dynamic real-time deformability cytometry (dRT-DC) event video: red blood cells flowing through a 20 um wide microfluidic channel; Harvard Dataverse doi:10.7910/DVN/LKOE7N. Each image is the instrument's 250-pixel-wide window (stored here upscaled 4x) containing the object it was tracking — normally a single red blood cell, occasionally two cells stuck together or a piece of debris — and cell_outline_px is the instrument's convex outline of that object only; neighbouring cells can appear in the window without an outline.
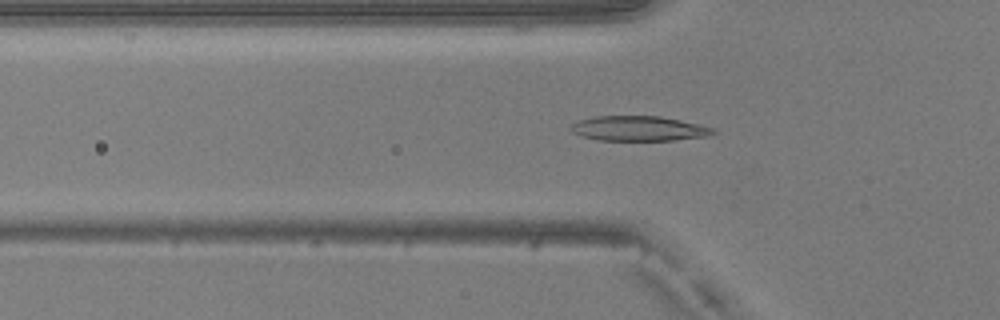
{"species": "common noctule bat (a hibernating species)", "species_latin": "Nyctalus noctula", "temperature_condition": "warm", "stored_images_in_passage": 40, "camera_frame_rate_fps": 3000, "um_per_image_px": 0.085, "animal": {"sex": "male", "body_mass_g": 20.5, "forearm_length_mm": 52.5}, "frame": {"image": 1, "passage_image": 7, "time_ms": 2.0, "image_size_px": [1000, 320], "cell_outline_px": [[716, 132], [708, 136], [672, 140], [600, 140], [580, 136], [572, 132], [568, 128], [572, 124], [580, 120], [596, 116], [660, 116], [680, 120], [716, 128]], "centroid_in_image_um": [54.29, 10.92], "position_along_channel_um": 71.5, "area_um2": 20.63}}
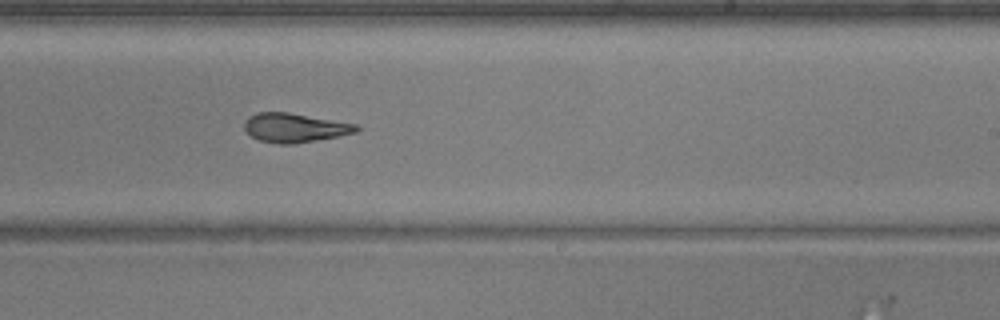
{"frame": {"image": 2, "passage_image": 21, "time_ms": 6.667, "image_size_px": [1000, 320], "cell_outline_px": [[360, 128], [356, 132], [316, 140], [292, 144], [280, 144], [260, 140], [252, 136], [244, 128], [244, 120], [248, 116], [256, 112], [288, 112], [356, 124]], "centroid_in_image_um": [25.01, 10.84], "position_along_channel_um": 264.0, "area_um2": 18.79}}
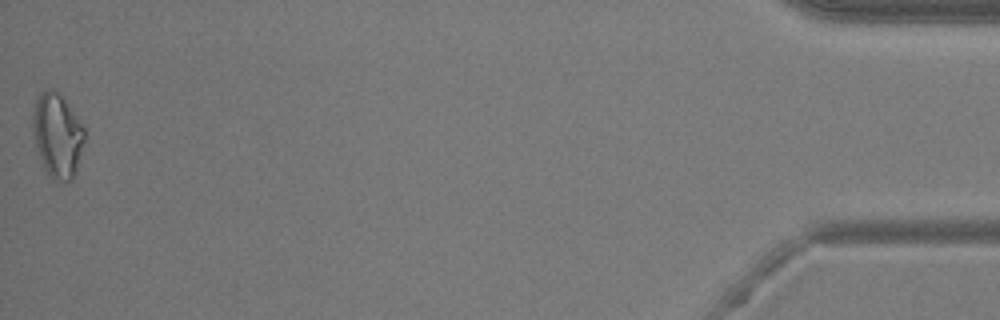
{"frame": {"image": 3, "passage_image": 40, "time_ms": 13.0, "image_size_px": [1000, 320], "cell_outline_px": [[84, 140], [76, 172], [72, 180], [56, 184], [48, 176], [44, 168], [36, 144], [32, 128], [32, 112], [36, 96], [40, 92], [48, 88], [52, 88], [60, 92], [84, 128]], "centroid_in_image_um": [4.86, 11.51], "position_along_channel_um": 430.3, "area_um2": 25.72}, "authors_computed_cell_mechanics": {"area_um2": 19.7965, "velocity_mm_per_s": 4.1116, "shape_relaxation_time_tau1_ms": 5.9163, "shape_relaxation_time_tau2_ms": 2.7273, "deformation_change_tau1": 0.1977, "deformation_change_tau2": 0.1091}}